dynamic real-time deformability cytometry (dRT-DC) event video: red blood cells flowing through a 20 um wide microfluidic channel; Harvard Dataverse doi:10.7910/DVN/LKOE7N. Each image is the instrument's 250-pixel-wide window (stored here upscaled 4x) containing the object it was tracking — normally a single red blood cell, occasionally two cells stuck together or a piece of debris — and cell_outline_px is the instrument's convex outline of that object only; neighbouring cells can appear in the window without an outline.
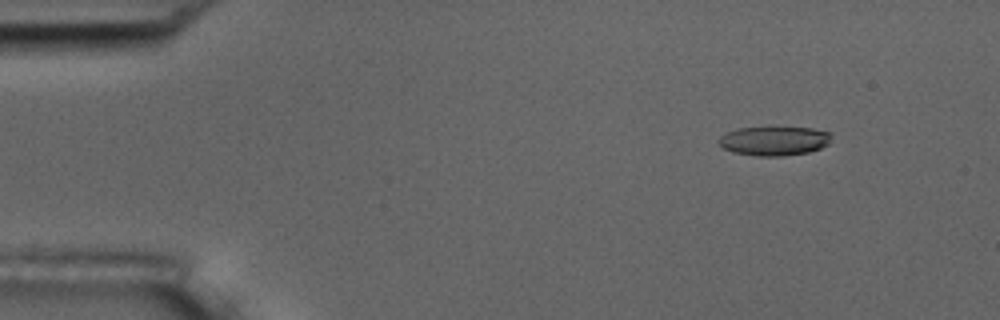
{"species": "common noctule bat (a hibernating species)", "species_latin": "Nyctalus noctula", "temperature_condition": "room temperature", "stored_images_in_passage": 5, "camera_frame_rate_fps": 3000, "um_per_image_px": 0.085, "animal": {"sex": "male", "body_mass_g": 17.5, "forearm_length_mm": 52.3}, "frame": {"image": 1, "passage_image": 2, "time_ms": 1.333, "image_size_px": [1000, 320], "cell_outline_px": [[832, 132], [828, 144], [820, 148], [808, 152], [784, 156], [756, 156], [732, 152], [724, 148], [716, 140], [720, 136], [736, 128], [812, 128]], "centroid_in_image_um": [65.79, 11.98], "position_along_channel_um": 19.2, "area_um2": 19.07}}
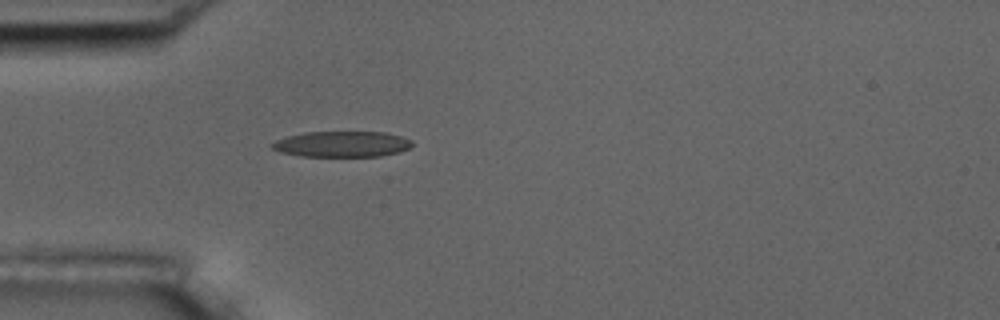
{"frame": {"image": 2, "passage_image": 5, "time_ms": 4.667, "image_size_px": [1000, 320], "cell_outline_px": [[412, 144], [408, 148], [400, 152], [380, 156], [300, 156], [280, 152], [272, 148], [268, 144], [276, 140], [288, 136], [304, 132], [384, 132], [400, 136], [412, 140]], "centroid_in_image_um": [29.04, 12.25], "position_along_channel_um": 56.0, "area_um2": 21.04}}